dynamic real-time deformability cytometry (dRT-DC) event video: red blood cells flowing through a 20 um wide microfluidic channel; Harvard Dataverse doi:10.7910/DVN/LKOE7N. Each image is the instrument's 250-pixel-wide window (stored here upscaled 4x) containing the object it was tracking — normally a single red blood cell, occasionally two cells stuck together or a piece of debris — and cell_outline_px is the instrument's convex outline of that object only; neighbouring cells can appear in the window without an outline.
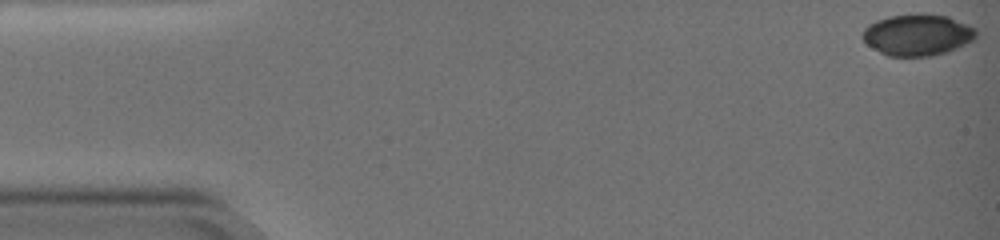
{"species": "common noctule bat (a hibernating species)", "species_latin": "Nyctalus noctula", "temperature_condition": "warm", "stored_images_in_passage": 65, "camera_frame_rate_fps": 3000, "um_per_image_px": 0.085, "animal": {"sex": "female", "body_mass_g": 19.0, "forearm_length_mm": 51.5}, "frame": {"image": 1, "passage_image": 1, "time_ms": 0.0, "image_size_px": [1000, 240], "cell_outline_px": [[976, 36], [944, 52], [924, 56], [892, 56], [868, 44], [864, 40], [864, 32], [872, 24], [880, 20], [896, 16], [944, 16], [964, 24], [972, 28], [976, 32]], "centroid_in_image_um": [77.96, 2.99], "position_along_channel_um": 7.0, "area_um2": 25.03}}
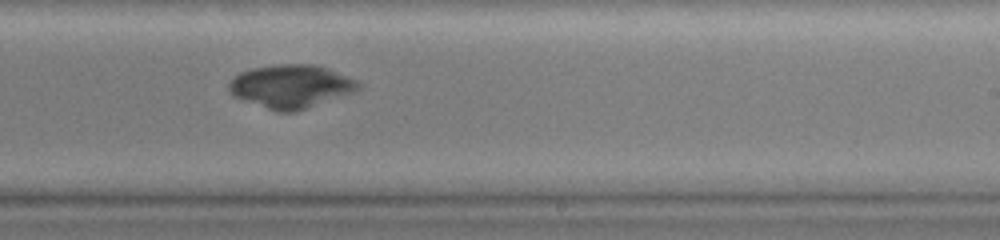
{"frame": {"image": 2, "passage_image": 44, "time_ms": 14.333, "image_size_px": [1000, 240], "cell_outline_px": [[356, 88], [352, 92], [296, 112], [276, 112], [232, 96], [228, 88], [228, 84], [240, 72], [252, 68], [276, 64], [312, 64], [324, 68], [356, 80]], "centroid_in_image_um": [24.63, 7.35], "position_along_channel_um": 264.4, "area_um2": 32.02}}
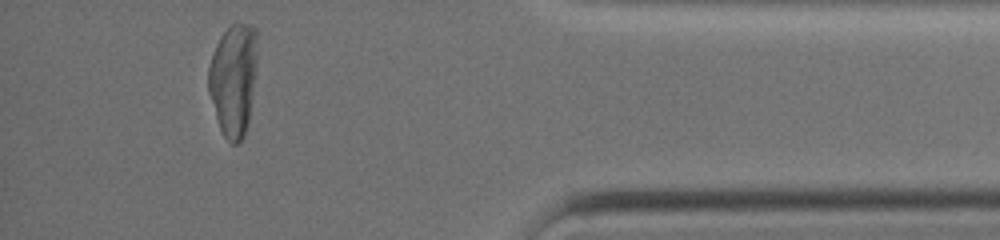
{"frame": {"image": 3, "passage_image": 63, "time_ms": 20.667, "image_size_px": [1000, 240], "cell_outline_px": [[256, 72], [248, 124], [244, 136], [236, 144], [232, 144], [224, 136], [220, 128], [208, 92], [208, 68], [216, 44], [220, 36], [236, 20], [252, 24], [256, 28]], "centroid_in_image_um": [19.85, 6.71], "position_along_channel_um": 415.4, "area_um2": 32.19}}